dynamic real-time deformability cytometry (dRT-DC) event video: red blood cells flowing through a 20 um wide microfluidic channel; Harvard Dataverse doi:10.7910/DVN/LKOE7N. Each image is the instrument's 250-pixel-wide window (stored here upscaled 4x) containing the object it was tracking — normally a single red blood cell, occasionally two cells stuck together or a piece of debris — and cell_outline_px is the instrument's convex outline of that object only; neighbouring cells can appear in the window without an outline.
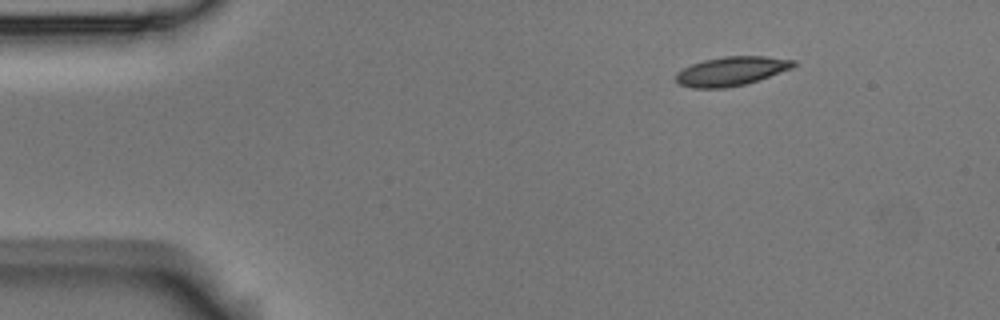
{"species": "Egyptian fruit bat (a non-hibernating species)", "species_latin": "Rousettus aegyptiacus", "temperature_condition": "room temperature", "stored_images_in_passage": 6, "camera_frame_rate_fps": 3000, "um_per_image_px": 0.085, "animal": {"sex": "male"}, "frame": {"image": 1, "passage_image": 1, "time_ms": 0.0, "image_size_px": [1000, 320], "cell_outline_px": [[796, 64], [792, 68], [760, 80], [744, 84], [724, 88], [692, 88], [680, 84], [676, 80], [676, 72], [692, 64], [704, 60], [724, 56], [764, 56], [796, 60]], "centroid_in_image_um": [62.18, 6.04], "position_along_channel_um": 22.8, "area_um2": 19.88}}
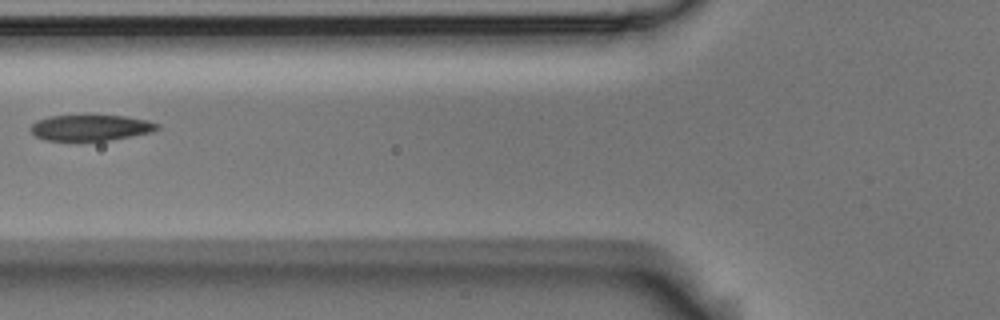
{"frame": {"image": 2, "passage_image": 5, "time_ms": 1.333, "image_size_px": [1000, 320], "cell_outline_px": [[160, 128], [152, 132], [108, 140], [44, 140], [36, 136], [28, 128], [36, 120], [48, 116], [124, 116], [148, 120], [160, 124]], "centroid_in_image_um": [7.7, 10.85], "position_along_channel_um": 118.1, "area_um2": 18.96}}
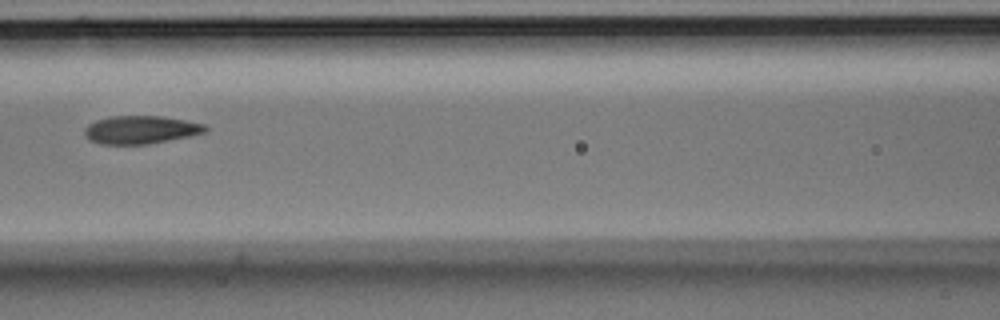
{"frame": {"image": 3, "passage_image": 6, "time_ms": 1.667, "image_size_px": [1000, 320], "cell_outline_px": [[208, 128], [204, 132], [192, 136], [148, 144], [100, 144], [88, 140], [84, 132], [84, 128], [88, 124], [96, 120], [112, 116], [160, 116], [184, 120], [204, 124]], "centroid_in_image_um": [11.94, 11.03], "position_along_channel_um": 154.7, "area_um2": 19.77}}